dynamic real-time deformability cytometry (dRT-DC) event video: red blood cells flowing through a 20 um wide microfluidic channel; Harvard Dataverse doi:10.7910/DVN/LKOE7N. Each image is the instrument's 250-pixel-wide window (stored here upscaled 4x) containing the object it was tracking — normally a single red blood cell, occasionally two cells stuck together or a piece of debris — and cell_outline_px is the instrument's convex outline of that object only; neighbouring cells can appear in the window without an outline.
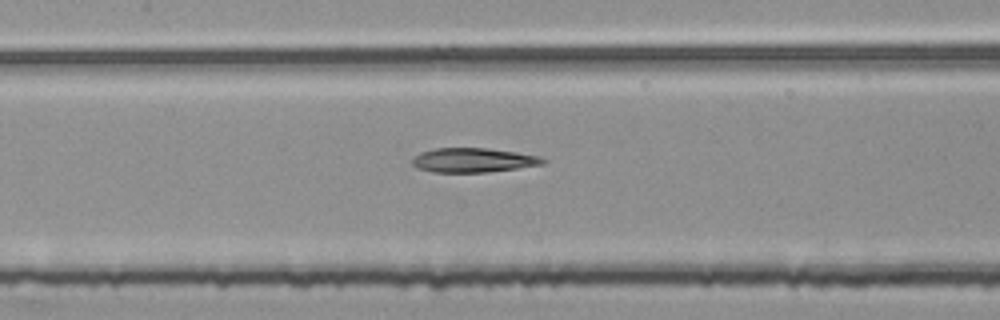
{"species": "common noctule bat (a hibernating species)", "species_latin": "Nyctalus noctula", "temperature_condition": "room temperature", "stored_images_in_passage": 51, "camera_frame_rate_fps": 3000, "um_per_image_px": 0.085, "animal": {"sex": "female", "body_mass_g": 25.1}, "frame": {"image": 1, "passage_image": 25, "time_ms": 8.0, "image_size_px": [1000, 320], "cell_outline_px": [[548, 160], [544, 164], [488, 172], [432, 172], [416, 168], [412, 164], [412, 160], [420, 152], [432, 148], [484, 148], [516, 152], [536, 156]], "centroid_in_image_um": [40.18, 13.61], "position_along_channel_um": 167.2, "area_um2": 18.44}}
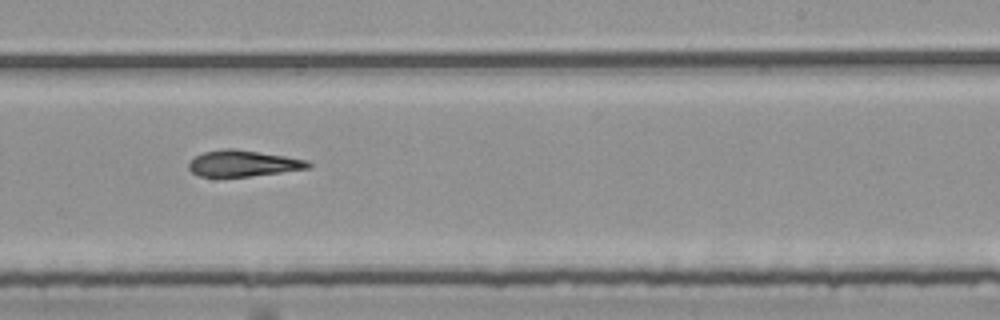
{"frame": {"image": 2, "passage_image": 33, "time_ms": 10.667, "image_size_px": [1000, 320], "cell_outline_px": [[312, 168], [248, 176], [200, 176], [192, 172], [188, 168], [188, 164], [196, 156], [204, 152], [228, 148], [236, 148], [308, 160], [312, 164]], "centroid_in_image_um": [20.7, 13.88], "position_along_channel_um": 268.3, "area_um2": 18.03}}
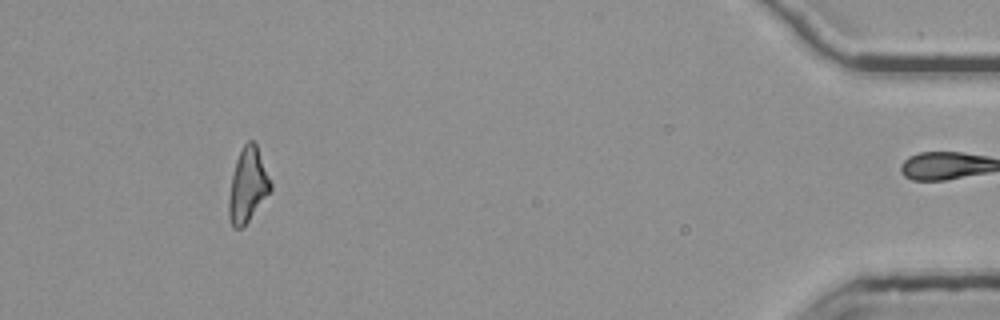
{"frame": {"image": 3, "passage_image": 50, "time_ms": 16.333, "image_size_px": [1000, 320], "cell_outline_px": [[272, 188], [244, 228], [232, 228], [228, 216], [228, 196], [232, 176], [236, 160], [244, 144], [248, 140], [252, 140], [256, 144], [272, 184]], "centroid_in_image_um": [21.04, 15.79], "position_along_channel_um": 414.2, "area_um2": 18.03}, "authors_computed_cell_mechanics": {"area_um2": 18.9584, "velocity_mm_per_s": 3.8143, "shape_relaxation_time_tau1_ms": null, "shape_relaxation_time_tau2_ms": 6.1335, "deformation_change_tau1": null, "deformation_change_tau2": 0.1911}}